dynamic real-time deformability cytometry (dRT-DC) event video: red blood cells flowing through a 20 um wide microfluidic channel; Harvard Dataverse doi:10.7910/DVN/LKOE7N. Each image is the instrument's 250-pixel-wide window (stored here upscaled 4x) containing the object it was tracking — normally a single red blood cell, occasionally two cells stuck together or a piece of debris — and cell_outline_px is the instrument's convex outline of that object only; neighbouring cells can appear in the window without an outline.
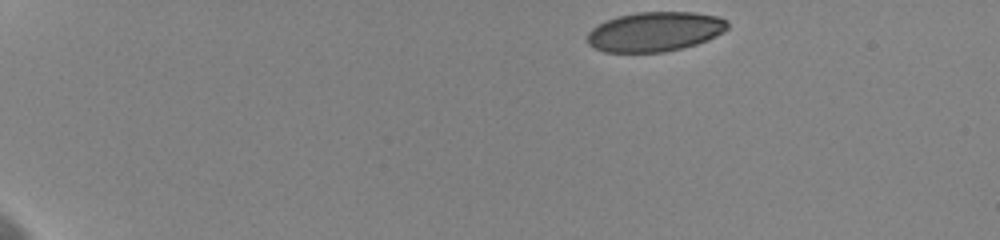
{"species": "human", "species_latin": "Homo sapiens", "temperature_condition": "cold", "stored_images_in_passage": 21, "camera_frame_rate_fps": 3000, "um_per_image_px": 0.085, "donor": {"sex": "female"}, "frame": {"image": 1, "passage_image": 1, "time_ms": 0.0, "image_size_px": [1000, 240], "cell_outline_px": [[728, 28], [724, 32], [708, 40], [696, 44], [664, 52], [604, 52], [588, 44], [584, 40], [588, 32], [592, 28], [608, 20], [620, 16], [636, 12], [692, 12], [720, 16], [728, 20]], "centroid_in_image_um": [55.68, 2.69], "position_along_channel_um": 29.3, "area_um2": 32.48}}